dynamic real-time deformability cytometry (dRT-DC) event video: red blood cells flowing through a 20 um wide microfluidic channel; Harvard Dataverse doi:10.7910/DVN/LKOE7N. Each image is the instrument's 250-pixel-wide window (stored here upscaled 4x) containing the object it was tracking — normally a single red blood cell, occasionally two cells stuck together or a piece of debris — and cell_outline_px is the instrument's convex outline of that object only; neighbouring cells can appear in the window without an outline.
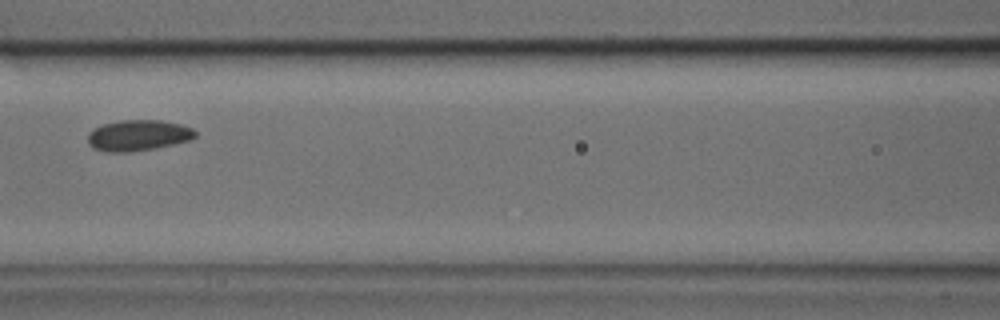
{"species": "common noctule bat (a hibernating species)", "species_latin": "Nyctalus noctula", "temperature_condition": "cold", "stored_images_in_passage": 4, "camera_frame_rate_fps": 3000, "um_per_image_px": 0.085, "animal": {"sex": "male", "body_mass_g": 17.9, "forearm_length_mm": 54.2}, "frame": {"image": 1, "passage_image": 4, "time_ms": 1.0, "image_size_px": [1000, 320], "cell_outline_px": [[196, 136], [192, 140], [156, 148], [128, 152], [108, 152], [92, 148], [88, 144], [88, 132], [92, 128], [104, 124], [120, 120], [160, 120], [180, 124], [192, 128], [196, 132]], "centroid_in_image_um": [11.73, 11.51], "position_along_channel_um": 154.9, "area_um2": 19.54}}